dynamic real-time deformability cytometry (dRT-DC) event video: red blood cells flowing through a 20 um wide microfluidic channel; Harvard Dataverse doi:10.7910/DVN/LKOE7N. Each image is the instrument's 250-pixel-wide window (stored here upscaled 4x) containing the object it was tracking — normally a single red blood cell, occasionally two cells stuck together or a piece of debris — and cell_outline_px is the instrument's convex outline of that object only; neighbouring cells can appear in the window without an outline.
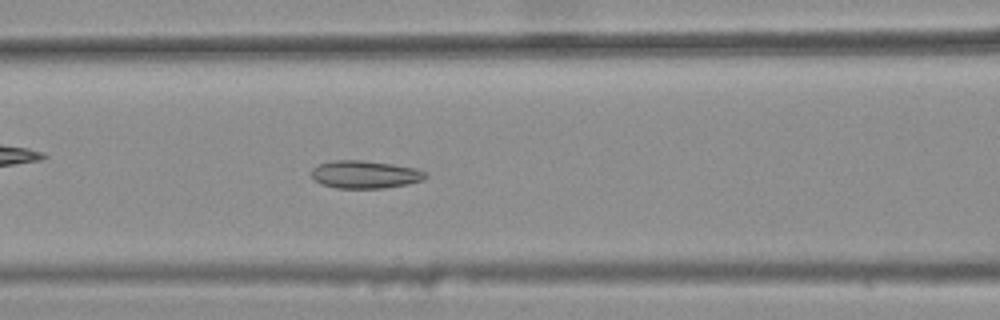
{"species": "common noctule bat (a hibernating species)", "species_latin": "Nyctalus noctula", "temperature_condition": "warm", "stored_images_in_passage": 41, "camera_frame_rate_fps": 3000, "um_per_image_px": 0.085, "animal": {"sex": "female", "body_mass_g": 25.1}, "frame": {"image": 1, "passage_image": 21, "time_ms": 6.667, "image_size_px": [1000, 320], "cell_outline_px": [[428, 176], [424, 180], [408, 184], [384, 188], [336, 188], [320, 184], [312, 180], [312, 168], [316, 164], [332, 160], [364, 160], [392, 164], [416, 168], [428, 172]], "centroid_in_image_um": [31.02, 14.83], "position_along_channel_um": 135.6, "area_um2": 18.84}}
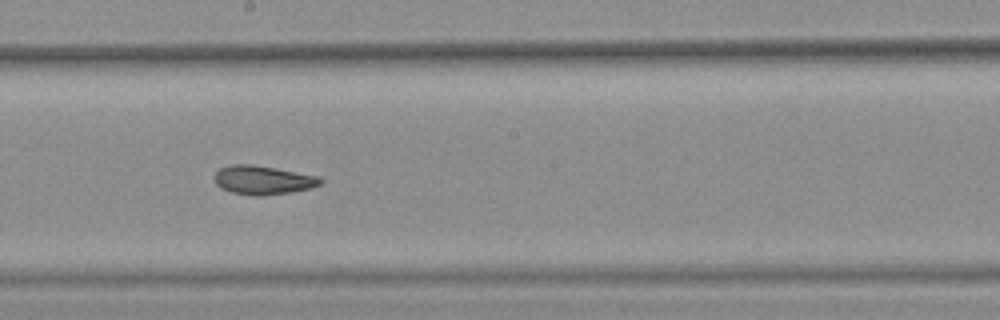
{"frame": {"image": 2, "passage_image": 28, "time_ms": 9.0, "image_size_px": [1000, 320], "cell_outline_px": [[324, 180], [320, 184], [312, 188], [292, 192], [260, 196], [252, 196], [232, 192], [220, 188], [216, 184], [212, 176], [220, 168], [232, 164], [252, 164], [276, 168], [320, 176]], "centroid_in_image_um": [22.35, 15.3], "position_along_channel_um": 225.9, "area_um2": 18.09}}
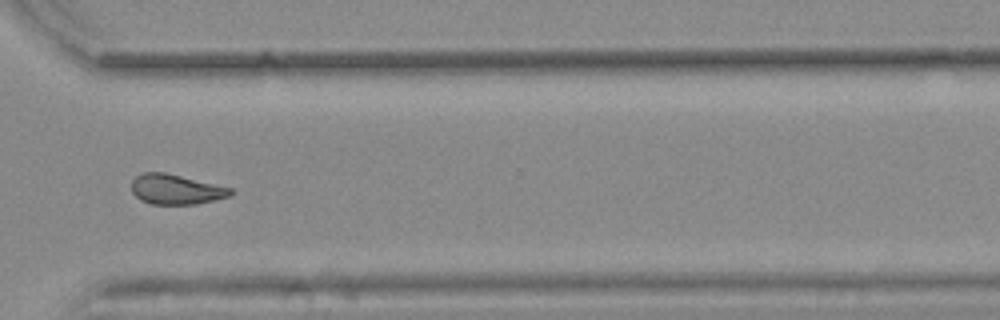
{"frame": {"image": 3, "passage_image": 38, "time_ms": 12.333, "image_size_px": [1000, 320], "cell_outline_px": [[232, 192], [228, 196], [196, 204], [152, 204], [140, 200], [132, 192], [132, 180], [136, 176], [144, 172], [164, 172], [232, 188]], "centroid_in_image_um": [14.91, 16.09], "position_along_channel_um": 355.7, "area_um2": 17.05}, "authors_computed_cell_mechanics": {"area_um2": 18.207, "velocity_mm_per_s": 3.8728, "shape_relaxation_time_tau1_ms": null, "shape_relaxation_time_tau2_ms": 3.1185, "deformation_change_tau1": null, "deformation_change_tau2": 0.0953}}